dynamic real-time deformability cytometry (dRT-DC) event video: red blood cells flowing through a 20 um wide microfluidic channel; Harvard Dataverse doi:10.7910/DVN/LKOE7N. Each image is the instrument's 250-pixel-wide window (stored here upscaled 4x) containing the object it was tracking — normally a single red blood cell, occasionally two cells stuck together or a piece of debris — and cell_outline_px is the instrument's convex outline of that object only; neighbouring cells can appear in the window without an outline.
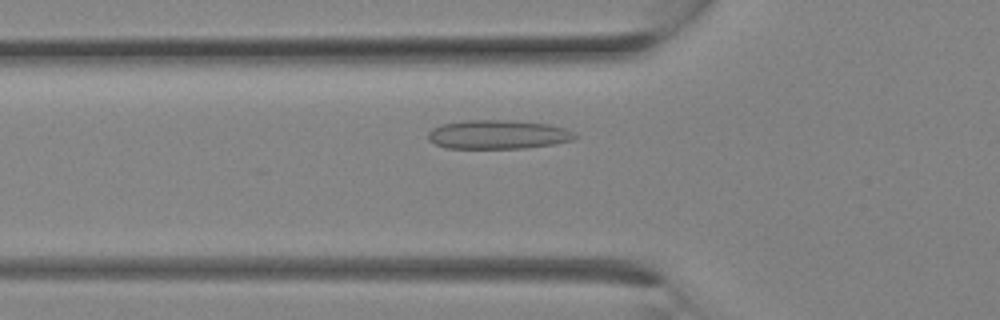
{"species": "Egyptian fruit bat (a non-hibernating species)", "species_latin": "Rousettus aegyptiacus", "temperature_condition": "room temperature", "stored_images_in_passage": 10, "camera_frame_rate_fps": 3000, "um_per_image_px": 0.085, "animal": {"sex": "female"}, "frame": {"image": 1, "passage_image": 6, "time_ms": 1.667, "image_size_px": [1000, 320], "cell_outline_px": [[576, 136], [572, 140], [552, 144], [524, 148], [448, 148], [436, 144], [428, 140], [428, 132], [432, 128], [440, 124], [464, 120], [512, 120], [548, 124], [564, 128], [572, 132]], "centroid_in_image_um": [42.27, 11.42], "position_along_channel_um": 83.5, "area_um2": 24.68}}
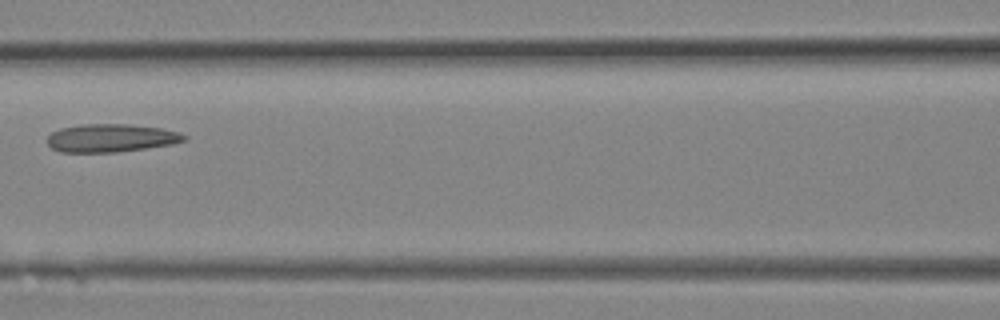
{"frame": {"image": 2, "passage_image": 9, "time_ms": 2.667, "image_size_px": [1000, 320], "cell_outline_px": [[188, 140], [172, 144], [116, 152], [60, 152], [52, 148], [48, 144], [48, 136], [52, 132], [60, 128], [84, 124], [128, 124], [160, 128], [180, 132], [188, 136]], "centroid_in_image_um": [9.46, 11.73], "position_along_channel_um": 157.1, "area_um2": 22.37}}